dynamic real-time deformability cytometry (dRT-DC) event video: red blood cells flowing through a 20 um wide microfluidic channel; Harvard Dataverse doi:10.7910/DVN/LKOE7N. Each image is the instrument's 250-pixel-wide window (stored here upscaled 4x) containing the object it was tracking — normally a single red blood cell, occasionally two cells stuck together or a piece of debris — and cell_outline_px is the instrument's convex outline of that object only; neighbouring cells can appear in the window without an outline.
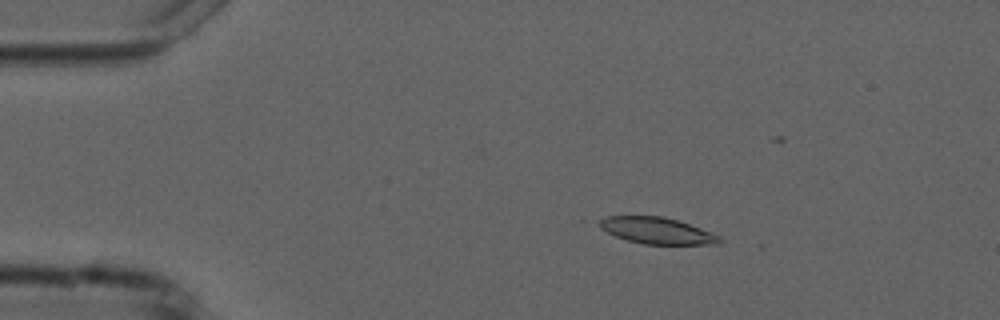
{"species": "common noctule bat (a hibernating species)", "species_latin": "Nyctalus noctula", "temperature_condition": "cold", "stored_images_in_passage": 2, "camera_frame_rate_fps": 3000, "um_per_image_px": 0.085, "animal": {"sex": "male", "forearm_length_mm": 52.5}, "frame": {"image": 1, "passage_image": 1, "time_ms": 0.0, "image_size_px": [1000, 320], "cell_outline_px": [[724, 240], [720, 244], [644, 244], [628, 240], [616, 236], [592, 224], [608, 216], [664, 216], [700, 228], [720, 236]], "centroid_in_image_um": [55.81, 19.6], "position_along_channel_um": 29.2, "area_um2": 18.5}}